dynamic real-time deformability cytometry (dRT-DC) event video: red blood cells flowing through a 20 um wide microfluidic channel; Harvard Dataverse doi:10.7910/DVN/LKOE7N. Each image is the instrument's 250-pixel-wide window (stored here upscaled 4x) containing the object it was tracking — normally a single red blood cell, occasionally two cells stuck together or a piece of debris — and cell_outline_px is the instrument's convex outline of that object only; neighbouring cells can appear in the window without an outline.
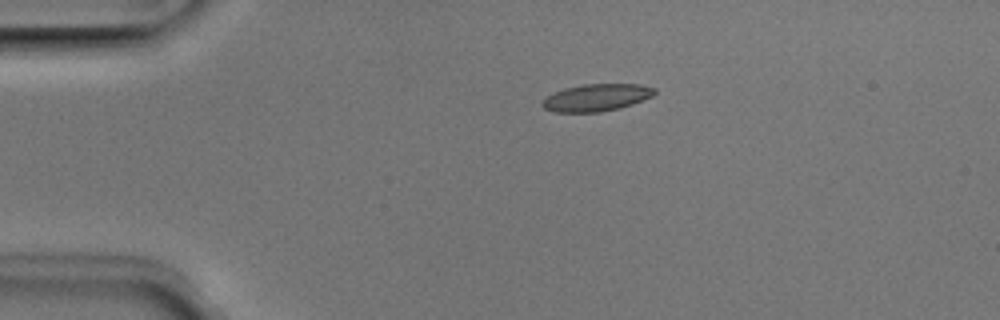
{"species": "Egyptian fruit bat (a non-hibernating species)", "species_latin": "Rousettus aegyptiacus", "temperature_condition": "room temperature", "stored_images_in_passage": 2, "camera_frame_rate_fps": 3000, "um_per_image_px": 0.085, "animal": {"sex": "male"}, "frame": {"image": 1, "passage_image": 1, "time_ms": 0.0, "image_size_px": [1000, 320], "cell_outline_px": [[656, 92], [652, 96], [632, 104], [620, 108], [600, 112], [552, 112], [544, 108], [540, 104], [548, 96], [564, 88], [584, 84], [640, 84], [656, 88]], "centroid_in_image_um": [50.71, 8.29], "position_along_channel_um": 34.3, "area_um2": 17.74}}